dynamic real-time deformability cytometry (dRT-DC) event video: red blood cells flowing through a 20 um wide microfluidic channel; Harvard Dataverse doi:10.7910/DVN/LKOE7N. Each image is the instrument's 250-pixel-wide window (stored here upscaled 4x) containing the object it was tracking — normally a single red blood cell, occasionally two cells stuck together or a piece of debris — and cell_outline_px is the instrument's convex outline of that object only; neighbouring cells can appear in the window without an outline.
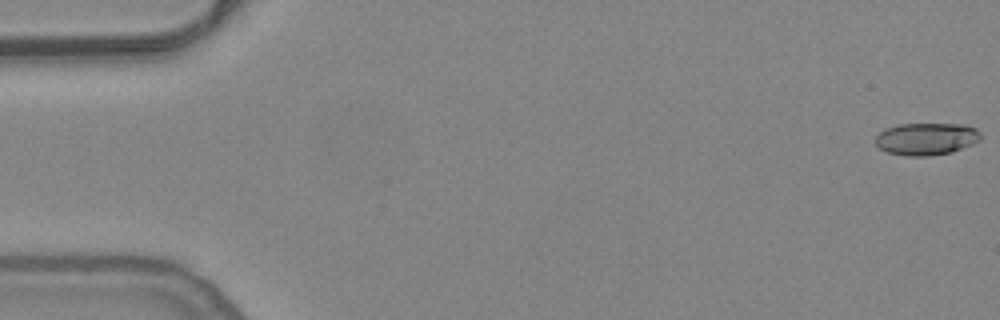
{"species": "common noctule bat (a hibernating species)", "species_latin": "Nyctalus noctula", "temperature_condition": "warm", "stored_images_in_passage": 8, "camera_frame_rate_fps": 3000, "um_per_image_px": 0.085, "animal": {"sex": "female", "body_mass_g": 24.6, "forearm_length_mm": 56.2}, "frame": {"image": 1, "passage_image": 1, "time_ms": 0.0, "image_size_px": [1000, 320], "cell_outline_px": [[980, 140], [972, 144], [952, 152], [928, 156], [904, 156], [888, 152], [880, 148], [876, 144], [876, 136], [884, 128], [900, 124], [968, 124], [976, 128], [980, 132]], "centroid_in_image_um": [78.75, 11.8], "position_along_channel_um": 6.2, "area_um2": 19.88}}